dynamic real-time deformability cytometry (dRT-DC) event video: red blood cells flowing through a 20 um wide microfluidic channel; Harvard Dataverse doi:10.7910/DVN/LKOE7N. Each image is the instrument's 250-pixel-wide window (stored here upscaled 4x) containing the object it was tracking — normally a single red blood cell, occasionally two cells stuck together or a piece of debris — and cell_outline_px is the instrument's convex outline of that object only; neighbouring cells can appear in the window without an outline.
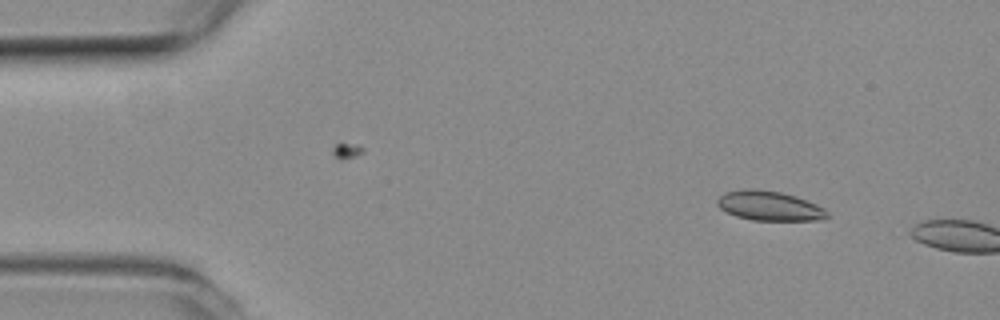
{"species": "common noctule bat (a hibernating species)", "species_latin": "Nyctalus noctula", "temperature_condition": "room temperature", "stored_images_in_passage": 3, "camera_frame_rate_fps": 3000, "um_per_image_px": 0.085, "animal": {"sex": "female", "body_mass_g": 19.3, "forearm_length_mm": 54.1}, "frame": {"image": 1, "passage_image": 1, "time_ms": 0.0, "image_size_px": [1000, 320], "cell_outline_px": [[828, 216], [824, 220], [752, 220], [736, 216], [720, 208], [716, 204], [716, 200], [724, 192], [744, 188], [756, 188], [780, 192], [796, 196], [816, 204], [824, 208], [828, 212]], "centroid_in_image_um": [65.38, 17.48], "position_along_channel_um": 19.6, "area_um2": 19.07}}